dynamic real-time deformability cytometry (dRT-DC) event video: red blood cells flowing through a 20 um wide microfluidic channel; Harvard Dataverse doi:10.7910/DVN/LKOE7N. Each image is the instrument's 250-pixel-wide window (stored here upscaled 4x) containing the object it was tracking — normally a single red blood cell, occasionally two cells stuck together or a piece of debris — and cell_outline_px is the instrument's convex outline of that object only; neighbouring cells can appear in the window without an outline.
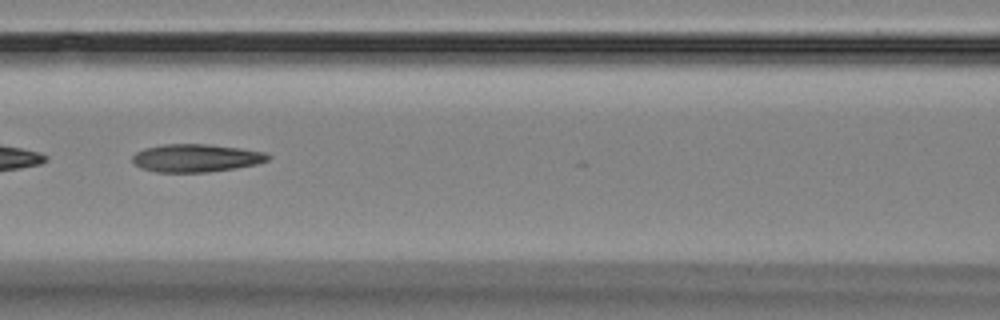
{"species": "Egyptian fruit bat (a non-hibernating species)", "species_latin": "Rousettus aegyptiacus", "temperature_condition": "room temperature", "stored_images_in_passage": 13, "camera_frame_rate_fps": 3000, "um_per_image_px": 0.085, "animal": {"sex": "female"}, "frame": {"image": 1, "passage_image": 4, "time_ms": 3.333, "image_size_px": [1000, 320], "cell_outline_px": [[272, 156], [268, 160], [256, 164], [236, 168], [208, 172], [156, 172], [140, 168], [132, 160], [132, 156], [136, 152], [144, 148], [164, 144], [208, 144], [240, 148], [264, 152]], "centroid_in_image_um": [16.66, 13.43], "position_along_channel_um": 149.9, "area_um2": 22.08}}
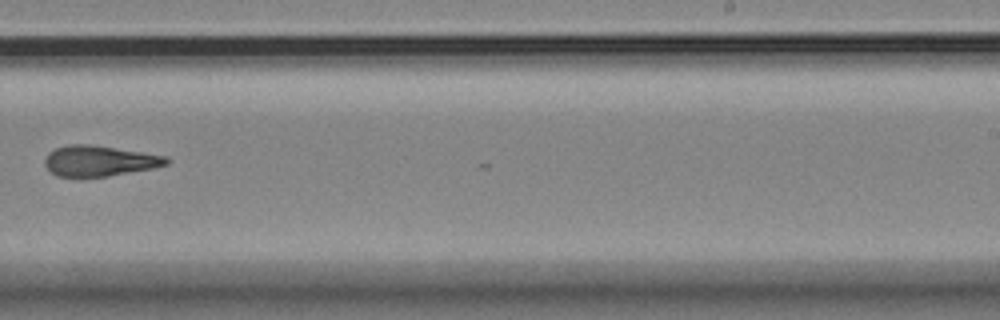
{"frame": {"image": 2, "passage_image": 7, "time_ms": 7.0, "image_size_px": [1000, 320], "cell_outline_px": [[172, 160], [168, 164], [152, 168], [108, 176], [56, 176], [44, 164], [44, 160], [48, 152], [56, 148], [68, 144], [88, 144], [168, 156]], "centroid_in_image_um": [8.46, 13.66], "position_along_channel_um": 280.5, "area_um2": 21.5}}
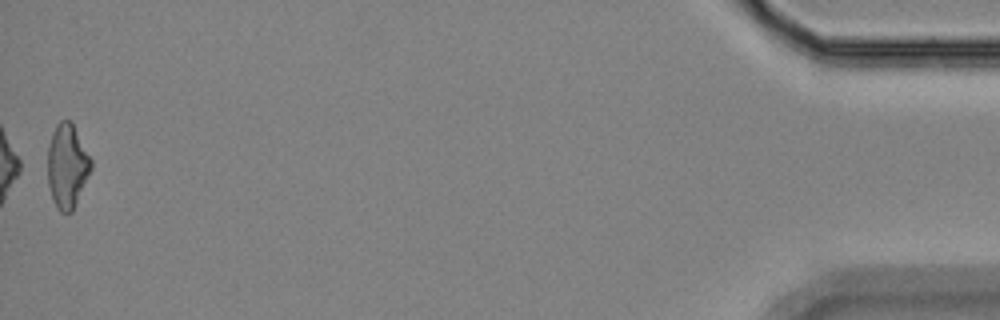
{"frame": {"image": 3, "passage_image": 13, "time_ms": 13.667, "image_size_px": [1000, 320], "cell_outline_px": [[92, 168], [72, 212], [60, 212], [56, 208], [52, 200], [48, 184], [48, 144], [52, 132], [56, 124], [60, 120], [68, 120], [72, 124], [92, 160]], "centroid_in_image_um": [5.69, 14.13], "position_along_channel_um": 429.5, "area_um2": 21.15}, "authors_computed_cell_mechanics": {"area_um2": 22.1952, "velocity_mm_per_s": 3.5887, "shape_relaxation_time_tau1_ms": null, "shape_relaxation_time_tau2_ms": 7.2196, "deformation_change_tau1": null, "deformation_change_tau2": 0.2138}}